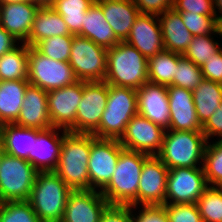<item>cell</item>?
<instances>
[{"label": "cell", "mask_w": 222, "mask_h": 222, "mask_svg": "<svg viewBox=\"0 0 222 222\" xmlns=\"http://www.w3.org/2000/svg\"><path fill=\"white\" fill-rule=\"evenodd\" d=\"M140 13L163 14L173 8L174 0H133Z\"/></svg>", "instance_id": "45"}, {"label": "cell", "mask_w": 222, "mask_h": 222, "mask_svg": "<svg viewBox=\"0 0 222 222\" xmlns=\"http://www.w3.org/2000/svg\"><path fill=\"white\" fill-rule=\"evenodd\" d=\"M23 1H35V0H0V4L19 3Z\"/></svg>", "instance_id": "49"}, {"label": "cell", "mask_w": 222, "mask_h": 222, "mask_svg": "<svg viewBox=\"0 0 222 222\" xmlns=\"http://www.w3.org/2000/svg\"><path fill=\"white\" fill-rule=\"evenodd\" d=\"M79 36L88 38L106 49L112 48L120 42L106 21L102 8L96 2L84 14L82 31Z\"/></svg>", "instance_id": "27"}, {"label": "cell", "mask_w": 222, "mask_h": 222, "mask_svg": "<svg viewBox=\"0 0 222 222\" xmlns=\"http://www.w3.org/2000/svg\"><path fill=\"white\" fill-rule=\"evenodd\" d=\"M107 50L88 38L73 35L68 62L79 81H104L107 74Z\"/></svg>", "instance_id": "9"}, {"label": "cell", "mask_w": 222, "mask_h": 222, "mask_svg": "<svg viewBox=\"0 0 222 222\" xmlns=\"http://www.w3.org/2000/svg\"><path fill=\"white\" fill-rule=\"evenodd\" d=\"M166 129L137 113L127 123L120 144L124 149L147 155H158L161 151Z\"/></svg>", "instance_id": "13"}, {"label": "cell", "mask_w": 222, "mask_h": 222, "mask_svg": "<svg viewBox=\"0 0 222 222\" xmlns=\"http://www.w3.org/2000/svg\"><path fill=\"white\" fill-rule=\"evenodd\" d=\"M108 206V201L98 190H72L62 222H99Z\"/></svg>", "instance_id": "16"}, {"label": "cell", "mask_w": 222, "mask_h": 222, "mask_svg": "<svg viewBox=\"0 0 222 222\" xmlns=\"http://www.w3.org/2000/svg\"><path fill=\"white\" fill-rule=\"evenodd\" d=\"M198 120L203 126L222 103V84L203 79L192 90Z\"/></svg>", "instance_id": "29"}, {"label": "cell", "mask_w": 222, "mask_h": 222, "mask_svg": "<svg viewBox=\"0 0 222 222\" xmlns=\"http://www.w3.org/2000/svg\"><path fill=\"white\" fill-rule=\"evenodd\" d=\"M173 8L178 12H192L198 15H216L213 0H174Z\"/></svg>", "instance_id": "41"}, {"label": "cell", "mask_w": 222, "mask_h": 222, "mask_svg": "<svg viewBox=\"0 0 222 222\" xmlns=\"http://www.w3.org/2000/svg\"><path fill=\"white\" fill-rule=\"evenodd\" d=\"M141 208L136 216L132 214L133 222H168L163 206H141Z\"/></svg>", "instance_id": "44"}, {"label": "cell", "mask_w": 222, "mask_h": 222, "mask_svg": "<svg viewBox=\"0 0 222 222\" xmlns=\"http://www.w3.org/2000/svg\"><path fill=\"white\" fill-rule=\"evenodd\" d=\"M95 1L96 0H54L50 6L62 16L70 33L79 35L82 31L84 14Z\"/></svg>", "instance_id": "31"}, {"label": "cell", "mask_w": 222, "mask_h": 222, "mask_svg": "<svg viewBox=\"0 0 222 222\" xmlns=\"http://www.w3.org/2000/svg\"><path fill=\"white\" fill-rule=\"evenodd\" d=\"M125 42L147 60L162 52L165 47L158 15L139 13Z\"/></svg>", "instance_id": "18"}, {"label": "cell", "mask_w": 222, "mask_h": 222, "mask_svg": "<svg viewBox=\"0 0 222 222\" xmlns=\"http://www.w3.org/2000/svg\"><path fill=\"white\" fill-rule=\"evenodd\" d=\"M196 205L203 222H222V187L208 186Z\"/></svg>", "instance_id": "33"}, {"label": "cell", "mask_w": 222, "mask_h": 222, "mask_svg": "<svg viewBox=\"0 0 222 222\" xmlns=\"http://www.w3.org/2000/svg\"><path fill=\"white\" fill-rule=\"evenodd\" d=\"M21 45L0 57L1 81L28 80L29 46L25 43Z\"/></svg>", "instance_id": "30"}, {"label": "cell", "mask_w": 222, "mask_h": 222, "mask_svg": "<svg viewBox=\"0 0 222 222\" xmlns=\"http://www.w3.org/2000/svg\"><path fill=\"white\" fill-rule=\"evenodd\" d=\"M138 113L137 90L108 84L106 108L100 120L99 128L93 133L100 139L120 140L127 123Z\"/></svg>", "instance_id": "5"}, {"label": "cell", "mask_w": 222, "mask_h": 222, "mask_svg": "<svg viewBox=\"0 0 222 222\" xmlns=\"http://www.w3.org/2000/svg\"><path fill=\"white\" fill-rule=\"evenodd\" d=\"M37 173L26 159L4 153L0 160V202L28 201Z\"/></svg>", "instance_id": "7"}, {"label": "cell", "mask_w": 222, "mask_h": 222, "mask_svg": "<svg viewBox=\"0 0 222 222\" xmlns=\"http://www.w3.org/2000/svg\"><path fill=\"white\" fill-rule=\"evenodd\" d=\"M104 13L114 34L120 42H124L139 15L133 0H96Z\"/></svg>", "instance_id": "23"}, {"label": "cell", "mask_w": 222, "mask_h": 222, "mask_svg": "<svg viewBox=\"0 0 222 222\" xmlns=\"http://www.w3.org/2000/svg\"><path fill=\"white\" fill-rule=\"evenodd\" d=\"M203 80L201 67L177 53V69L169 86H177L192 91Z\"/></svg>", "instance_id": "36"}, {"label": "cell", "mask_w": 222, "mask_h": 222, "mask_svg": "<svg viewBox=\"0 0 222 222\" xmlns=\"http://www.w3.org/2000/svg\"><path fill=\"white\" fill-rule=\"evenodd\" d=\"M91 134L67 132L64 135L60 157L54 172L72 190H90L88 161Z\"/></svg>", "instance_id": "2"}, {"label": "cell", "mask_w": 222, "mask_h": 222, "mask_svg": "<svg viewBox=\"0 0 222 222\" xmlns=\"http://www.w3.org/2000/svg\"><path fill=\"white\" fill-rule=\"evenodd\" d=\"M213 2H214V8L215 9L217 8L216 10H218L219 13L221 14V15L218 14L215 15L216 20H219L220 18H222V0H213Z\"/></svg>", "instance_id": "48"}, {"label": "cell", "mask_w": 222, "mask_h": 222, "mask_svg": "<svg viewBox=\"0 0 222 222\" xmlns=\"http://www.w3.org/2000/svg\"><path fill=\"white\" fill-rule=\"evenodd\" d=\"M207 143L203 169L208 185L222 187V140Z\"/></svg>", "instance_id": "35"}, {"label": "cell", "mask_w": 222, "mask_h": 222, "mask_svg": "<svg viewBox=\"0 0 222 222\" xmlns=\"http://www.w3.org/2000/svg\"><path fill=\"white\" fill-rule=\"evenodd\" d=\"M41 4H47V5H50L54 0H35Z\"/></svg>", "instance_id": "51"}, {"label": "cell", "mask_w": 222, "mask_h": 222, "mask_svg": "<svg viewBox=\"0 0 222 222\" xmlns=\"http://www.w3.org/2000/svg\"><path fill=\"white\" fill-rule=\"evenodd\" d=\"M0 222H40L28 201L0 202Z\"/></svg>", "instance_id": "38"}, {"label": "cell", "mask_w": 222, "mask_h": 222, "mask_svg": "<svg viewBox=\"0 0 222 222\" xmlns=\"http://www.w3.org/2000/svg\"><path fill=\"white\" fill-rule=\"evenodd\" d=\"M132 206L109 205L99 222H133Z\"/></svg>", "instance_id": "43"}, {"label": "cell", "mask_w": 222, "mask_h": 222, "mask_svg": "<svg viewBox=\"0 0 222 222\" xmlns=\"http://www.w3.org/2000/svg\"><path fill=\"white\" fill-rule=\"evenodd\" d=\"M29 84L28 80L0 81V125L16 122Z\"/></svg>", "instance_id": "28"}, {"label": "cell", "mask_w": 222, "mask_h": 222, "mask_svg": "<svg viewBox=\"0 0 222 222\" xmlns=\"http://www.w3.org/2000/svg\"><path fill=\"white\" fill-rule=\"evenodd\" d=\"M59 130H63L62 136L58 133ZM67 132L68 130L53 126L43 130L36 129V139H33L32 146V165L38 172L55 170Z\"/></svg>", "instance_id": "20"}, {"label": "cell", "mask_w": 222, "mask_h": 222, "mask_svg": "<svg viewBox=\"0 0 222 222\" xmlns=\"http://www.w3.org/2000/svg\"><path fill=\"white\" fill-rule=\"evenodd\" d=\"M84 82L47 91L48 112L53 127L76 133V113L83 95Z\"/></svg>", "instance_id": "12"}, {"label": "cell", "mask_w": 222, "mask_h": 222, "mask_svg": "<svg viewBox=\"0 0 222 222\" xmlns=\"http://www.w3.org/2000/svg\"><path fill=\"white\" fill-rule=\"evenodd\" d=\"M177 69V53L163 50L148 59V80L151 83L169 86Z\"/></svg>", "instance_id": "32"}, {"label": "cell", "mask_w": 222, "mask_h": 222, "mask_svg": "<svg viewBox=\"0 0 222 222\" xmlns=\"http://www.w3.org/2000/svg\"><path fill=\"white\" fill-rule=\"evenodd\" d=\"M203 79L222 84V47L201 66Z\"/></svg>", "instance_id": "42"}, {"label": "cell", "mask_w": 222, "mask_h": 222, "mask_svg": "<svg viewBox=\"0 0 222 222\" xmlns=\"http://www.w3.org/2000/svg\"><path fill=\"white\" fill-rule=\"evenodd\" d=\"M149 155L123 149L109 183L100 191L109 205L138 207V186L144 160Z\"/></svg>", "instance_id": "1"}, {"label": "cell", "mask_w": 222, "mask_h": 222, "mask_svg": "<svg viewBox=\"0 0 222 222\" xmlns=\"http://www.w3.org/2000/svg\"><path fill=\"white\" fill-rule=\"evenodd\" d=\"M109 85L139 90L148 83V60L133 46L119 42L107 50V74Z\"/></svg>", "instance_id": "3"}, {"label": "cell", "mask_w": 222, "mask_h": 222, "mask_svg": "<svg viewBox=\"0 0 222 222\" xmlns=\"http://www.w3.org/2000/svg\"><path fill=\"white\" fill-rule=\"evenodd\" d=\"M137 93L138 113L167 129L169 103L166 86L148 82L137 90Z\"/></svg>", "instance_id": "22"}, {"label": "cell", "mask_w": 222, "mask_h": 222, "mask_svg": "<svg viewBox=\"0 0 222 222\" xmlns=\"http://www.w3.org/2000/svg\"><path fill=\"white\" fill-rule=\"evenodd\" d=\"M169 103L167 130L202 132L192 91L177 86H166Z\"/></svg>", "instance_id": "17"}, {"label": "cell", "mask_w": 222, "mask_h": 222, "mask_svg": "<svg viewBox=\"0 0 222 222\" xmlns=\"http://www.w3.org/2000/svg\"><path fill=\"white\" fill-rule=\"evenodd\" d=\"M72 40L73 34L49 37L38 42L34 48L41 54L53 60L68 62Z\"/></svg>", "instance_id": "37"}, {"label": "cell", "mask_w": 222, "mask_h": 222, "mask_svg": "<svg viewBox=\"0 0 222 222\" xmlns=\"http://www.w3.org/2000/svg\"><path fill=\"white\" fill-rule=\"evenodd\" d=\"M108 99V84L84 82L83 95L76 113V133L93 134L100 124Z\"/></svg>", "instance_id": "14"}, {"label": "cell", "mask_w": 222, "mask_h": 222, "mask_svg": "<svg viewBox=\"0 0 222 222\" xmlns=\"http://www.w3.org/2000/svg\"><path fill=\"white\" fill-rule=\"evenodd\" d=\"M208 186L203 166L169 169L165 204H196Z\"/></svg>", "instance_id": "11"}, {"label": "cell", "mask_w": 222, "mask_h": 222, "mask_svg": "<svg viewBox=\"0 0 222 222\" xmlns=\"http://www.w3.org/2000/svg\"><path fill=\"white\" fill-rule=\"evenodd\" d=\"M217 34L222 36V18L217 20V27H216Z\"/></svg>", "instance_id": "50"}, {"label": "cell", "mask_w": 222, "mask_h": 222, "mask_svg": "<svg viewBox=\"0 0 222 222\" xmlns=\"http://www.w3.org/2000/svg\"><path fill=\"white\" fill-rule=\"evenodd\" d=\"M158 17L165 50L183 54L189 47L193 35L185 27L180 12L171 8Z\"/></svg>", "instance_id": "26"}, {"label": "cell", "mask_w": 222, "mask_h": 222, "mask_svg": "<svg viewBox=\"0 0 222 222\" xmlns=\"http://www.w3.org/2000/svg\"><path fill=\"white\" fill-rule=\"evenodd\" d=\"M18 41L0 26V57L13 50Z\"/></svg>", "instance_id": "47"}, {"label": "cell", "mask_w": 222, "mask_h": 222, "mask_svg": "<svg viewBox=\"0 0 222 222\" xmlns=\"http://www.w3.org/2000/svg\"><path fill=\"white\" fill-rule=\"evenodd\" d=\"M15 124L39 130L52 127L48 112L47 91L31 84L27 86Z\"/></svg>", "instance_id": "21"}, {"label": "cell", "mask_w": 222, "mask_h": 222, "mask_svg": "<svg viewBox=\"0 0 222 222\" xmlns=\"http://www.w3.org/2000/svg\"><path fill=\"white\" fill-rule=\"evenodd\" d=\"M33 139H36V129L22 127L15 123L0 125V140L4 153L26 159L32 164Z\"/></svg>", "instance_id": "24"}, {"label": "cell", "mask_w": 222, "mask_h": 222, "mask_svg": "<svg viewBox=\"0 0 222 222\" xmlns=\"http://www.w3.org/2000/svg\"><path fill=\"white\" fill-rule=\"evenodd\" d=\"M168 172L157 155H150L144 160L138 186L139 207L165 204Z\"/></svg>", "instance_id": "15"}, {"label": "cell", "mask_w": 222, "mask_h": 222, "mask_svg": "<svg viewBox=\"0 0 222 222\" xmlns=\"http://www.w3.org/2000/svg\"><path fill=\"white\" fill-rule=\"evenodd\" d=\"M211 35L193 36L189 47L182 56L193 61L199 67L203 66L207 59L214 56L222 46L217 41H214L215 39Z\"/></svg>", "instance_id": "34"}, {"label": "cell", "mask_w": 222, "mask_h": 222, "mask_svg": "<svg viewBox=\"0 0 222 222\" xmlns=\"http://www.w3.org/2000/svg\"><path fill=\"white\" fill-rule=\"evenodd\" d=\"M207 143L203 132L166 129L157 156L168 169L199 167V162L203 164Z\"/></svg>", "instance_id": "6"}, {"label": "cell", "mask_w": 222, "mask_h": 222, "mask_svg": "<svg viewBox=\"0 0 222 222\" xmlns=\"http://www.w3.org/2000/svg\"><path fill=\"white\" fill-rule=\"evenodd\" d=\"M3 154H4V150H3V146H2V143H1V140H0V160H1V157H2Z\"/></svg>", "instance_id": "52"}, {"label": "cell", "mask_w": 222, "mask_h": 222, "mask_svg": "<svg viewBox=\"0 0 222 222\" xmlns=\"http://www.w3.org/2000/svg\"><path fill=\"white\" fill-rule=\"evenodd\" d=\"M72 189L54 172H38L28 202L40 222H60Z\"/></svg>", "instance_id": "4"}, {"label": "cell", "mask_w": 222, "mask_h": 222, "mask_svg": "<svg viewBox=\"0 0 222 222\" xmlns=\"http://www.w3.org/2000/svg\"><path fill=\"white\" fill-rule=\"evenodd\" d=\"M41 5L37 1L0 4V26L18 41L17 45L28 40Z\"/></svg>", "instance_id": "19"}, {"label": "cell", "mask_w": 222, "mask_h": 222, "mask_svg": "<svg viewBox=\"0 0 222 222\" xmlns=\"http://www.w3.org/2000/svg\"><path fill=\"white\" fill-rule=\"evenodd\" d=\"M180 15L185 27L193 36L217 34L215 15H198L192 12H180Z\"/></svg>", "instance_id": "39"}, {"label": "cell", "mask_w": 222, "mask_h": 222, "mask_svg": "<svg viewBox=\"0 0 222 222\" xmlns=\"http://www.w3.org/2000/svg\"><path fill=\"white\" fill-rule=\"evenodd\" d=\"M202 132L208 141L210 138L212 139L213 136H218L219 138L217 140H222V103L202 126Z\"/></svg>", "instance_id": "46"}, {"label": "cell", "mask_w": 222, "mask_h": 222, "mask_svg": "<svg viewBox=\"0 0 222 222\" xmlns=\"http://www.w3.org/2000/svg\"><path fill=\"white\" fill-rule=\"evenodd\" d=\"M70 34L62 16L50 5L42 4L35 15L31 33L25 44L29 47H34L38 42L46 38Z\"/></svg>", "instance_id": "25"}, {"label": "cell", "mask_w": 222, "mask_h": 222, "mask_svg": "<svg viewBox=\"0 0 222 222\" xmlns=\"http://www.w3.org/2000/svg\"><path fill=\"white\" fill-rule=\"evenodd\" d=\"M28 67L29 83L44 91L63 88L79 81L69 62L53 60L34 47H29Z\"/></svg>", "instance_id": "8"}, {"label": "cell", "mask_w": 222, "mask_h": 222, "mask_svg": "<svg viewBox=\"0 0 222 222\" xmlns=\"http://www.w3.org/2000/svg\"><path fill=\"white\" fill-rule=\"evenodd\" d=\"M168 222H203L196 204H164Z\"/></svg>", "instance_id": "40"}, {"label": "cell", "mask_w": 222, "mask_h": 222, "mask_svg": "<svg viewBox=\"0 0 222 222\" xmlns=\"http://www.w3.org/2000/svg\"><path fill=\"white\" fill-rule=\"evenodd\" d=\"M123 149L117 139H100L91 134V151L88 161L90 190L101 191L109 183Z\"/></svg>", "instance_id": "10"}]
</instances>
